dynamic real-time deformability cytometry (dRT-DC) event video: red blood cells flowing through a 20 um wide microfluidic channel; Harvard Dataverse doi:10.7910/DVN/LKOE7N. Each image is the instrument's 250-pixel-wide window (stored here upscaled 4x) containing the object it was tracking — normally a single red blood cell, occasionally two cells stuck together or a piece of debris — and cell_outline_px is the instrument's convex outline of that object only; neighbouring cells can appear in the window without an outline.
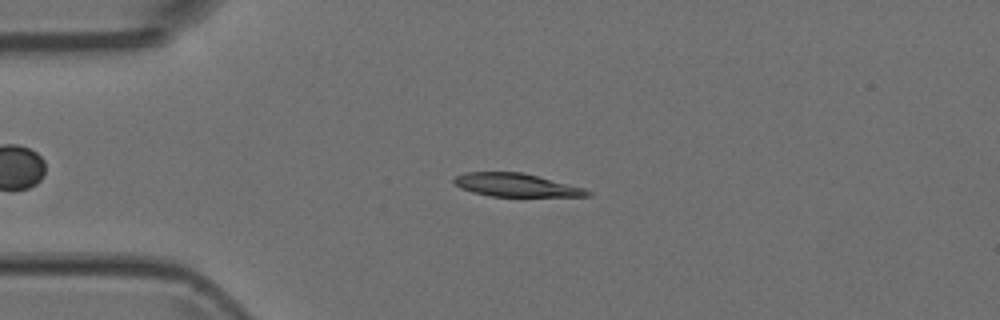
{"species": "Egyptian fruit bat (a non-hibernating species)", "species_latin": "Rousettus aegyptiacus", "temperature_condition": "room temperature", "stored_images_in_passage": 7, "camera_frame_rate_fps": 3000, "um_per_image_px": 0.085, "animal": {"sex": "female"}, "frame": {"image": 1, "passage_image": 3, "time_ms": 0.667, "image_size_px": [1000, 320], "cell_outline_px": [[592, 196], [492, 196], [472, 192], [460, 188], [452, 180], [456, 176], [464, 172], [524, 172], [584, 188], [592, 192]], "centroid_in_image_um": [43.86, 15.72], "position_along_channel_um": 41.1, "area_um2": 17.98}}
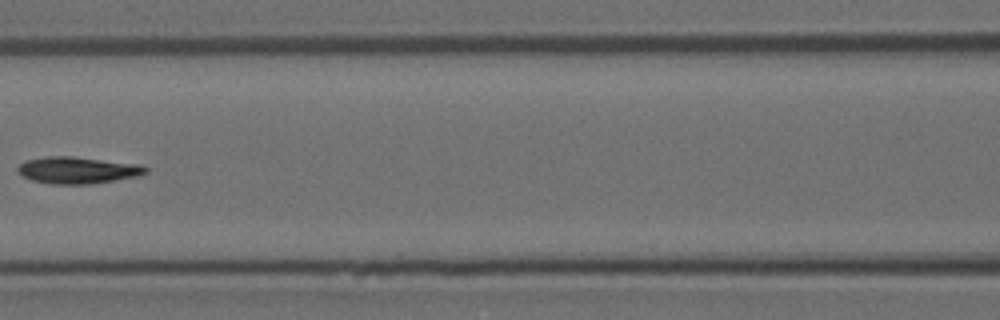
{"frame": {"image": 2, "passage_image": 6, "time_ms": 1.667, "image_size_px": [1000, 320], "cell_outline_px": [[148, 172], [140, 176], [92, 184], [52, 184], [32, 180], [24, 176], [16, 168], [24, 160], [44, 156], [72, 156], [136, 164], [148, 168]], "centroid_in_image_um": [6.59, 14.46], "position_along_channel_um": 160.0, "area_um2": 19.94}}
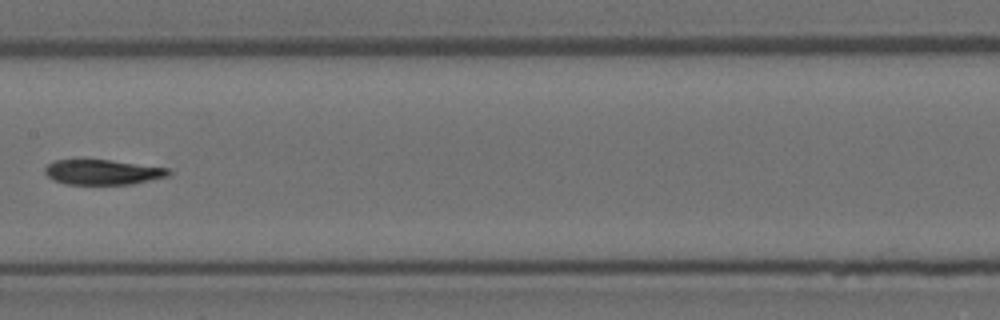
{"frame": {"image": 3, "passage_image": 7, "time_ms": 2.0, "image_size_px": [1000, 320], "cell_outline_px": [[172, 172], [168, 176], [132, 184], [64, 184], [52, 180], [44, 172], [44, 168], [48, 164], [56, 160], [76, 156], [108, 160], [168, 168]], "centroid_in_image_um": [8.63, 14.59], "position_along_channel_um": 198.8, "area_um2": 18.67}}